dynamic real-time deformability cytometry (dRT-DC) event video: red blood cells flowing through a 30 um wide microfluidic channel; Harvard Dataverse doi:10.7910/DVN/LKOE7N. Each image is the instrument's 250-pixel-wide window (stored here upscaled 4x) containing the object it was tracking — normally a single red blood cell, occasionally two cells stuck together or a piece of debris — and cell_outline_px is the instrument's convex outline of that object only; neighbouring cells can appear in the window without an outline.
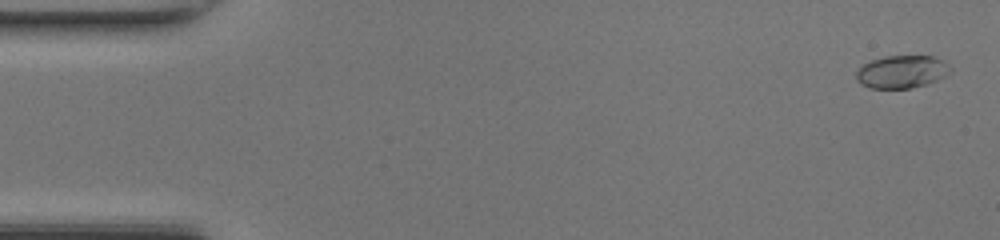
{"species": "common noctule bat (a hibernating species)", "species_latin": "Nyctalus noctula", "temperature_condition": "room temperature", "stored_images_in_passage": 9, "camera_frame_rate_fps": 3000, "um_per_image_px": 0.085, "animal": {"sex": "female", "body_mass_g": 17.0, "forearm_length_mm": 48.0}, "frame": {"image": 1, "passage_image": 2, "time_ms": 0.333, "image_size_px": [1000, 240], "cell_outline_px": [[952, 72], [928, 84], [912, 88], [868, 88], [860, 84], [856, 80], [856, 72], [864, 64], [872, 60], [884, 56], [932, 56], [940, 60], [952, 68]], "centroid_in_image_um": [76.63, 6.11], "position_along_channel_um": 8.4, "area_um2": 17.92}}